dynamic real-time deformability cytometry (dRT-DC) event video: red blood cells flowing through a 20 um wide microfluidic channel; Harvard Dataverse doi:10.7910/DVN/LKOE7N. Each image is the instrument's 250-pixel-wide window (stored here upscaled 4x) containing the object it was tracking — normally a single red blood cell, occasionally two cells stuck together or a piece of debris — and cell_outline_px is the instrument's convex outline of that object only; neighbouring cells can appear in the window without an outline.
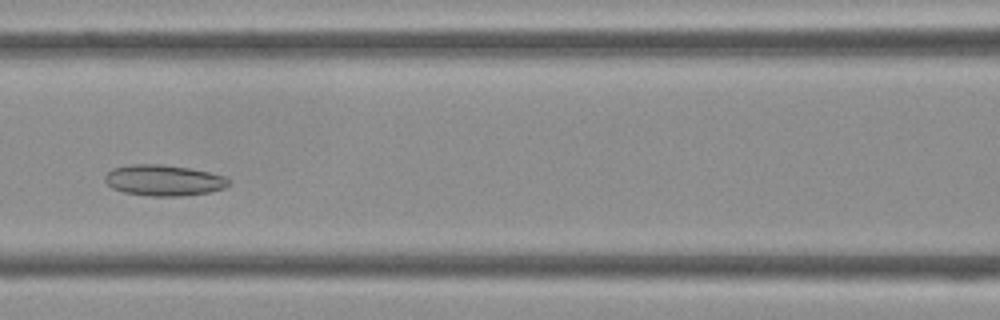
{"species": "Egyptian fruit bat (a non-hibernating species)", "species_latin": "Rousettus aegyptiacus", "temperature_condition": "cold", "stored_images_in_passage": 37, "camera_frame_rate_fps": 3000, "um_per_image_px": 0.085, "frame": {"image": 1, "passage_image": 14, "time_ms": 4.333, "image_size_px": [1000, 320], "cell_outline_px": [[232, 184], [224, 188], [208, 192], [184, 196], [152, 196], [124, 192], [112, 188], [104, 180], [104, 176], [112, 168], [132, 164], [164, 164], [188, 168], [208, 172], [224, 176]], "centroid_in_image_um": [13.91, 15.32], "position_along_channel_um": 152.7, "area_um2": 22.31}}
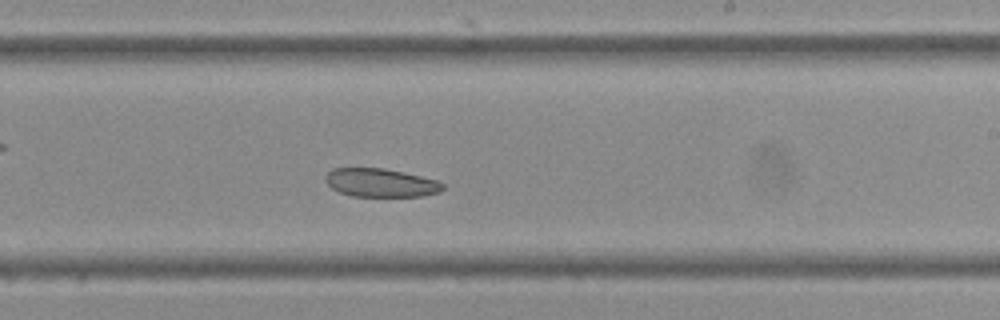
{"frame": {"image": 2, "passage_image": 21, "time_ms": 6.667, "image_size_px": [1000, 320], "cell_outline_px": [[444, 188], [440, 192], [424, 196], [352, 196], [340, 192], [332, 188], [324, 180], [324, 176], [332, 168], [384, 168], [404, 172], [436, 180], [444, 184]], "centroid_in_image_um": [32.35, 15.53], "position_along_channel_um": 256.7, "area_um2": 19.48}}
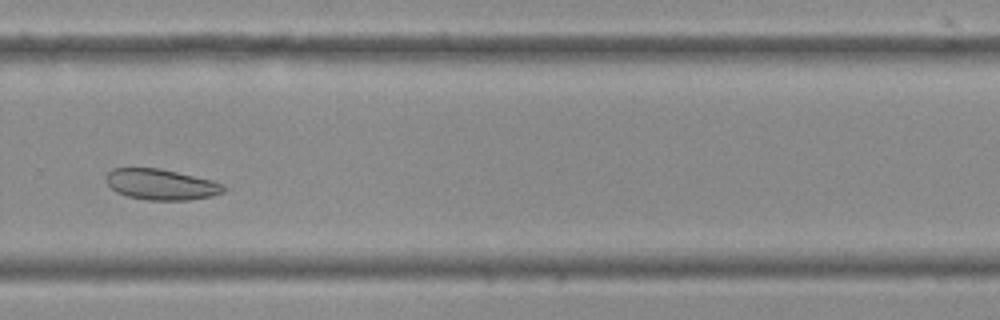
{"frame": {"image": 3, "passage_image": 25, "time_ms": 8.0, "image_size_px": [1000, 320], "cell_outline_px": [[224, 192], [212, 196], [188, 200], [148, 200], [128, 196], [116, 192], [104, 180], [104, 176], [112, 168], [160, 168], [212, 180], [224, 184]], "centroid_in_image_um": [13.67, 15.67], "position_along_channel_um": 316.1, "area_um2": 21.15}}